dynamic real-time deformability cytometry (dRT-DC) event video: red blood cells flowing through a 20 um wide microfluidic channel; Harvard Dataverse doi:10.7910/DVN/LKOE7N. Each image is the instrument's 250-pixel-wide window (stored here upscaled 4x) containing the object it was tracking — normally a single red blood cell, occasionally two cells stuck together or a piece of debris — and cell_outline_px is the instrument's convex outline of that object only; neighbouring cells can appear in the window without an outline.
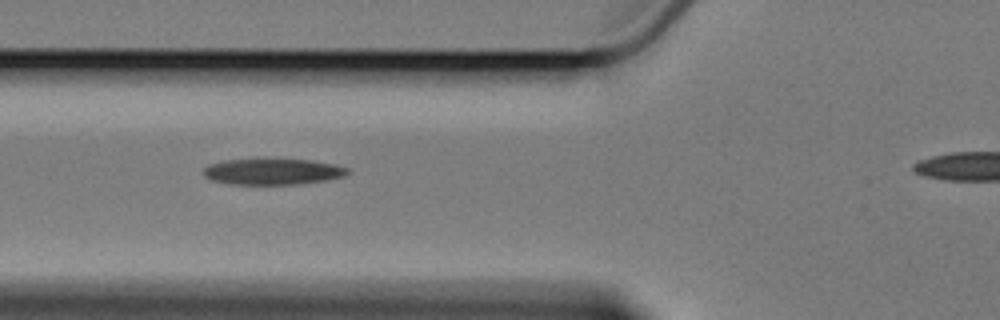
{"species": "Egyptian fruit bat (a non-hibernating species)", "species_latin": "Rousettus aegyptiacus", "temperature_condition": "cold", "stored_images_in_passage": 7, "segment_of_instrument_passage": [1, 2], "camera_frame_rate_fps": 3000, "um_per_image_px": 0.085, "animal": {"sex": "female"}, "frame": {"image": 1, "passage_image": 2, "time_ms": 1.0, "image_size_px": [1000, 320], "cell_outline_px": [[348, 172], [344, 176], [324, 180], [296, 184], [228, 184], [212, 180], [204, 176], [204, 168], [208, 164], [224, 160], [312, 160], [336, 164], [348, 168]], "centroid_in_image_um": [23.16, 14.59], "position_along_channel_um": 102.6, "area_um2": 21.56}}
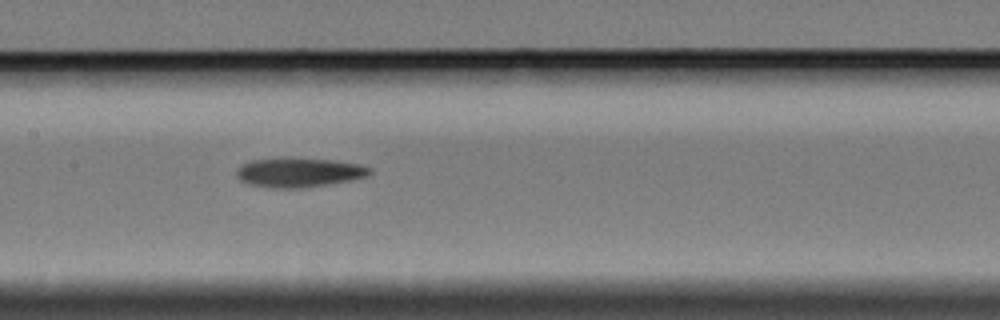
{"frame": {"image": 2, "passage_image": 4, "time_ms": 3.333, "image_size_px": [1000, 320], "cell_outline_px": [[372, 172], [368, 176], [328, 184], [300, 188], [276, 188], [252, 184], [240, 180], [236, 176], [236, 168], [240, 164], [252, 160], [292, 156], [336, 160], [360, 164], [372, 168]], "centroid_in_image_um": [25.41, 14.62], "position_along_channel_um": 182.0, "area_um2": 23.24}}
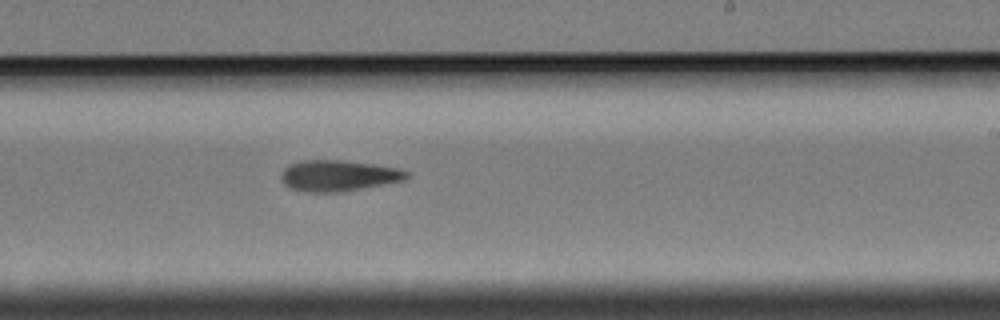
{"frame": {"image": 3, "passage_image": 6, "time_ms": 5.667, "image_size_px": [1000, 320], "cell_outline_px": [[408, 176], [404, 180], [340, 192], [304, 192], [288, 188], [284, 184], [280, 176], [284, 168], [288, 164], [300, 160], [340, 160], [372, 164], [400, 168], [408, 172]], "centroid_in_image_um": [28.7, 14.93], "position_along_channel_um": 260.3, "area_um2": 22.72}}